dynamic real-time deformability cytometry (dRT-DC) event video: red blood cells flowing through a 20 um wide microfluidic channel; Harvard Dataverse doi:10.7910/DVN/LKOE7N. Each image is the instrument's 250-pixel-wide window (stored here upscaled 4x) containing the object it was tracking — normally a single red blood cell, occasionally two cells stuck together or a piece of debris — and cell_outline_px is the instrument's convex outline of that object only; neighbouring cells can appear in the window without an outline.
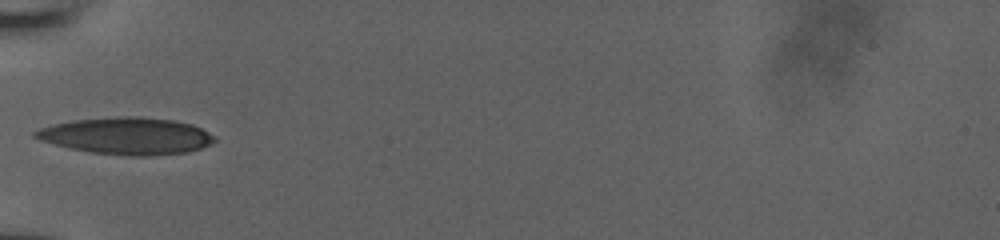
{"species": "human", "species_latin": "Homo sapiens", "temperature_condition": "room temperature", "stored_images_in_passage": 32, "camera_frame_rate_fps": 3000, "um_per_image_px": 0.085, "donor": {"sex": "male"}, "frame": {"image": 1, "passage_image": 1, "time_ms": 0.0, "image_size_px": [1000, 240], "cell_outline_px": [[216, 140], [200, 148], [188, 152], [148, 156], [132, 156], [92, 152], [68, 148], [40, 140], [32, 136], [32, 132], [40, 128], [72, 120], [116, 116], [140, 116], [172, 120], [192, 124], [208, 132]], "centroid_in_image_um": [10.73, 11.55], "position_along_channel_um": 74.3, "area_um2": 38.44}}
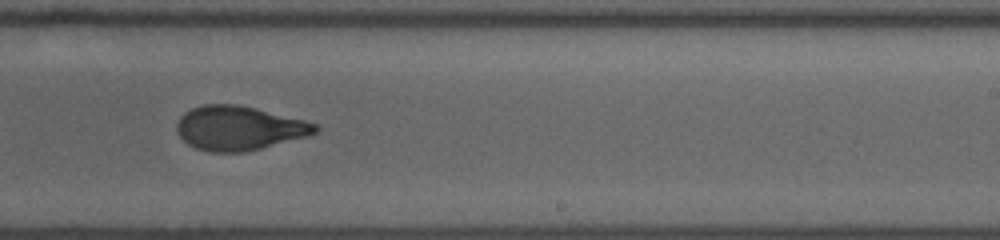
{"frame": {"image": 2, "passage_image": 15, "time_ms": 4.667, "image_size_px": [1000, 240], "cell_outline_px": [[320, 128], [316, 132], [308, 136], [244, 152], [208, 152], [196, 148], [188, 144], [176, 132], [176, 124], [180, 116], [184, 112], [192, 108], [204, 104], [236, 104], [256, 108], [320, 124]], "centroid_in_image_um": [20.31, 10.88], "position_along_channel_um": 268.7, "area_um2": 35.72}}
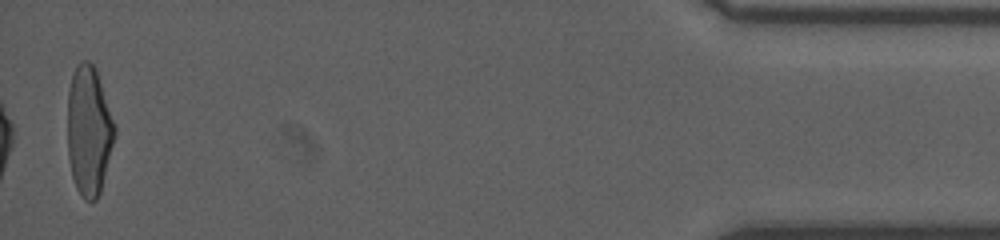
{"frame": {"image": 3, "passage_image": 32, "time_ms": 10.333, "image_size_px": [1000, 240], "cell_outline_px": [[116, 136], [100, 192], [96, 200], [84, 200], [76, 188], [72, 176], [68, 156], [68, 88], [72, 72], [76, 64], [80, 60], [88, 60], [96, 68], [116, 124]], "centroid_in_image_um": [7.56, 11.06], "position_along_channel_um": 427.6, "area_um2": 36.13}}